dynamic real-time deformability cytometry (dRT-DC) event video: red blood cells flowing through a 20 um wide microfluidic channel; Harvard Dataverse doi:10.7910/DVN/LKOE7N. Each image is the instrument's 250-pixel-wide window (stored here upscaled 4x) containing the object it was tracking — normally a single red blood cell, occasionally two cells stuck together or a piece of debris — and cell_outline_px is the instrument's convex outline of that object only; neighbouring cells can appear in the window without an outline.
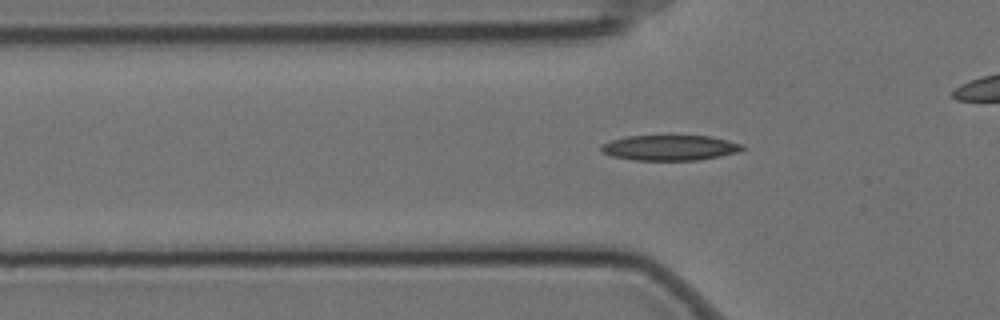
{"species": "Egyptian fruit bat (a non-hibernating species)", "species_latin": "Rousettus aegyptiacus", "temperature_condition": "cold", "stored_images_in_passage": 49, "camera_frame_rate_fps": 3000, "um_per_image_px": 0.085, "animal": {"sex": "female"}, "frame": {"image": 1, "passage_image": 9, "time_ms": 2.667, "image_size_px": [1000, 320], "cell_outline_px": [[744, 148], [736, 152], [720, 156], [696, 160], [636, 160], [612, 156], [600, 152], [600, 144], [612, 140], [628, 136], [712, 136], [728, 140], [740, 144]], "centroid_in_image_um": [56.88, 12.56], "position_along_channel_um": 68.9, "area_um2": 20.69}}
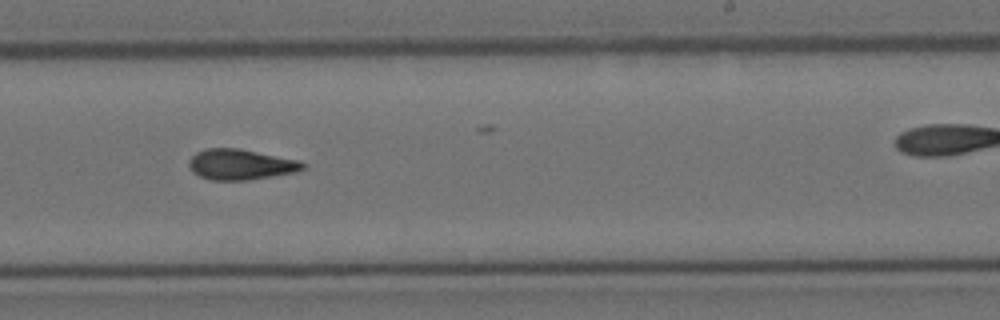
{"frame": {"image": 2, "passage_image": 26, "time_ms": 8.333, "image_size_px": [1000, 320], "cell_outline_px": [[304, 168], [296, 172], [248, 180], [212, 180], [200, 176], [192, 172], [188, 164], [188, 160], [196, 152], [204, 148], [240, 148], [300, 160], [304, 164]], "centroid_in_image_um": [20.43, 13.97], "position_along_channel_um": 268.6, "area_um2": 20.4}}
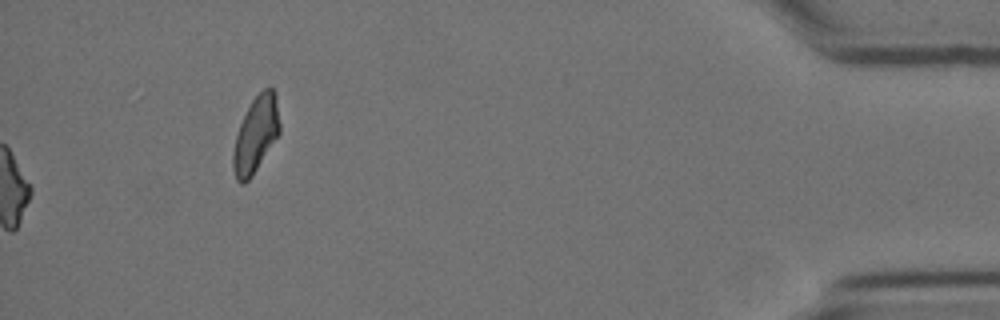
{"frame": {"image": 3, "passage_image": 49, "time_ms": 16.0, "image_size_px": [1000, 320], "cell_outline_px": [[280, 132], [252, 176], [244, 184], [240, 184], [236, 180], [232, 168], [232, 152], [236, 136], [240, 124], [252, 100], [268, 84], [276, 92], [280, 124]], "centroid_in_image_um": [21.74, 11.43], "position_along_channel_um": 413.5, "area_um2": 20.69}, "authors_computed_cell_mechanics": {"area_um2": 19.9988, "velocity_mm_per_s": 3.5149, "shape_relaxation_time_tau1_ms": null, "shape_relaxation_time_tau2_ms": 5.4338, "deformation_change_tau1": null, "deformation_change_tau2": 0.1265}}